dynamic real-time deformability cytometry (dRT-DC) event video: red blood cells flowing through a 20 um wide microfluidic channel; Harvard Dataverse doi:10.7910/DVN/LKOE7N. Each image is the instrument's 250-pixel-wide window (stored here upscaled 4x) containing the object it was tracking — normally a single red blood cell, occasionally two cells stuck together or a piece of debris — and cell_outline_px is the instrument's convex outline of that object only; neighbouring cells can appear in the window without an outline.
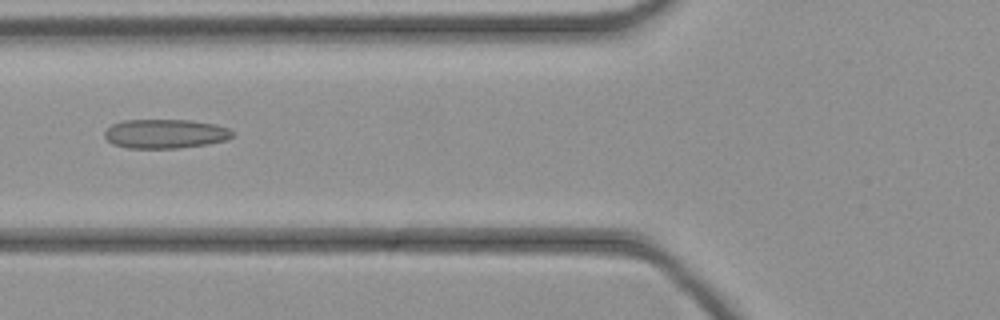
{"species": "common noctule bat (a hibernating species)", "species_latin": "Nyctalus noctula", "temperature_condition": "cold", "stored_images_in_passage": 37, "camera_frame_rate_fps": 3000, "um_per_image_px": 0.085, "animal": {"sex": "female", "body_mass_g": 21.9}, "frame": {"image": 1, "passage_image": 11, "time_ms": 3.333, "image_size_px": [1000, 320], "cell_outline_px": [[232, 136], [228, 140], [208, 144], [180, 148], [128, 148], [112, 144], [104, 136], [104, 132], [112, 124], [124, 120], [192, 120], [216, 124], [228, 128], [232, 132]], "centroid_in_image_um": [14.05, 11.37], "position_along_channel_um": 111.7, "area_um2": 21.85}}
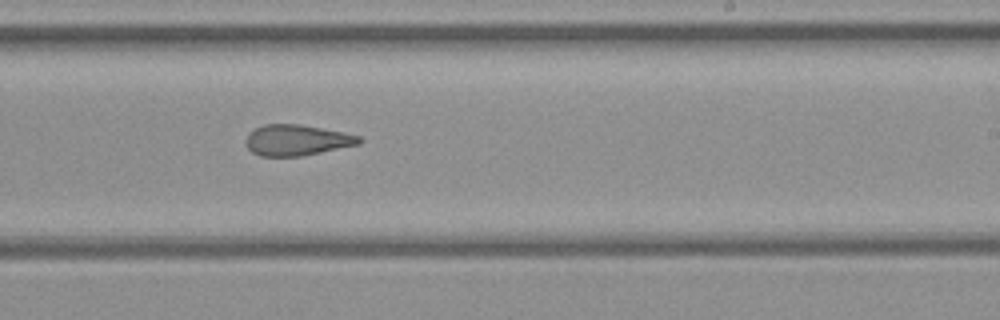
{"frame": {"image": 2, "passage_image": 21, "time_ms": 6.667, "image_size_px": [1000, 320], "cell_outline_px": [[364, 140], [360, 144], [300, 156], [260, 156], [252, 152], [248, 148], [244, 140], [248, 132], [264, 124], [300, 124], [344, 132], [360, 136]], "centroid_in_image_um": [25.22, 11.9], "position_along_channel_um": 263.8, "area_um2": 20.46}}
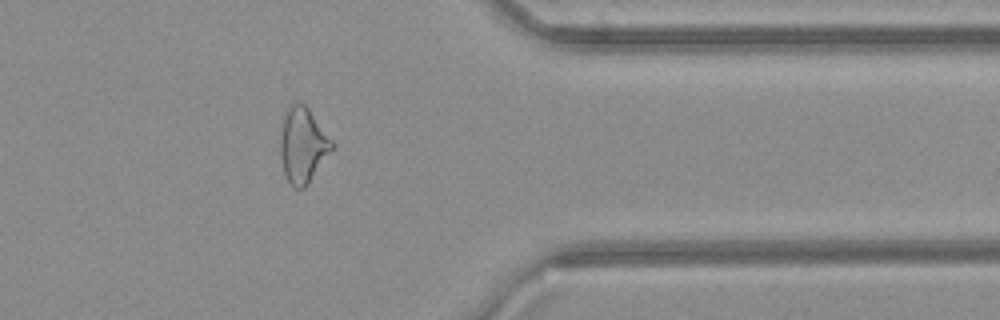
{"frame": {"image": 3, "passage_image": 30, "time_ms": 9.667, "image_size_px": [1000, 320], "cell_outline_px": [[336, 144], [308, 184], [304, 188], [296, 188], [288, 180], [284, 172], [280, 156], [280, 140], [284, 120], [292, 104], [296, 100], [304, 104], [308, 108]], "centroid_in_image_um": [25.77, 12.35], "position_along_channel_um": 385.6, "area_um2": 22.25}}